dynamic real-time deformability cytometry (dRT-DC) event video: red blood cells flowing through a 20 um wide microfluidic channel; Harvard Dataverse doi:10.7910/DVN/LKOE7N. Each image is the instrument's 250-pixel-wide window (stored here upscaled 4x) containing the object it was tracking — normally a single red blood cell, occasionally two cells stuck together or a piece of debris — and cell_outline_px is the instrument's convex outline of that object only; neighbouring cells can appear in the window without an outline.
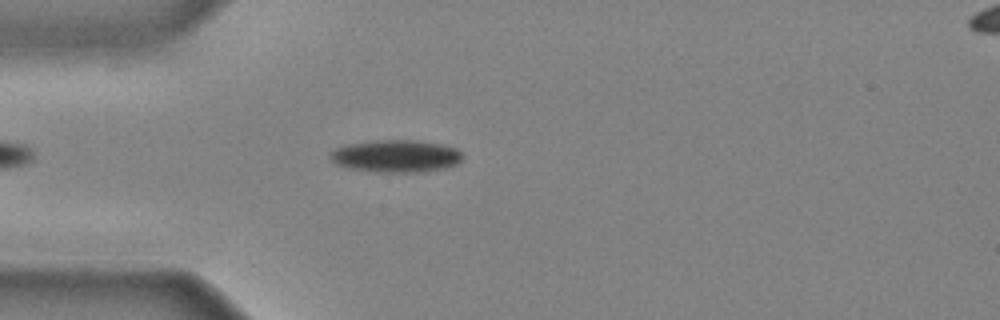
{"species": "common noctule bat (a hibernating species)", "species_latin": "Nyctalus noctula", "temperature_condition": "cold", "stored_images_in_passage": 25, "camera_frame_rate_fps": 3000, "um_per_image_px": 0.085, "animal": {"sex": "male", "body_mass_g": 20.4}, "frame": {"image": 1, "passage_image": 5, "time_ms": 1.333, "image_size_px": [1000, 320], "cell_outline_px": [[464, 156], [460, 164], [444, 168], [424, 172], [376, 172], [348, 168], [336, 164], [332, 160], [328, 152], [336, 148], [348, 144], [376, 140], [412, 140], [444, 144], [456, 148]], "centroid_in_image_um": [33.69, 13.27], "position_along_channel_um": 51.3, "area_um2": 25.26}}
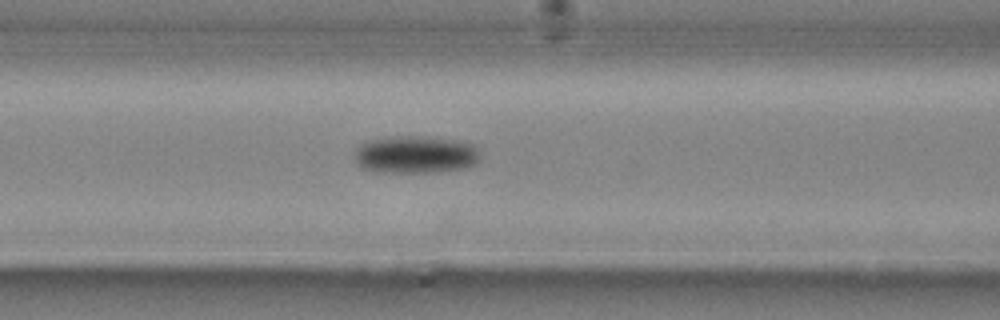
{"frame": {"image": 2, "passage_image": 11, "time_ms": 3.333, "image_size_px": [1000, 320], "cell_outline_px": [[480, 160], [476, 164], [464, 168], [440, 172], [384, 172], [364, 168], [356, 164], [352, 156], [356, 148], [360, 144], [368, 140], [400, 136], [416, 136], [456, 140], [476, 144], [480, 156]], "centroid_in_image_um": [35.33, 13.14], "position_along_channel_um": 131.3, "area_um2": 27.74}}
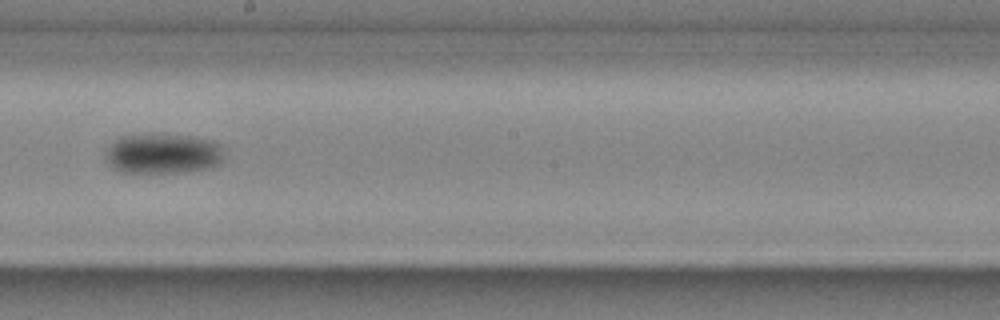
{"frame": {"image": 3, "passage_image": 18, "time_ms": 5.667, "image_size_px": [1000, 320], "cell_outline_px": [[224, 160], [220, 164], [208, 168], [184, 172], [120, 172], [112, 168], [104, 160], [104, 148], [108, 144], [120, 136], [148, 132], [164, 132], [192, 136], [216, 140], [224, 144]], "centroid_in_image_um": [13.84, 13.0], "position_along_channel_um": 234.4, "area_um2": 29.42}}